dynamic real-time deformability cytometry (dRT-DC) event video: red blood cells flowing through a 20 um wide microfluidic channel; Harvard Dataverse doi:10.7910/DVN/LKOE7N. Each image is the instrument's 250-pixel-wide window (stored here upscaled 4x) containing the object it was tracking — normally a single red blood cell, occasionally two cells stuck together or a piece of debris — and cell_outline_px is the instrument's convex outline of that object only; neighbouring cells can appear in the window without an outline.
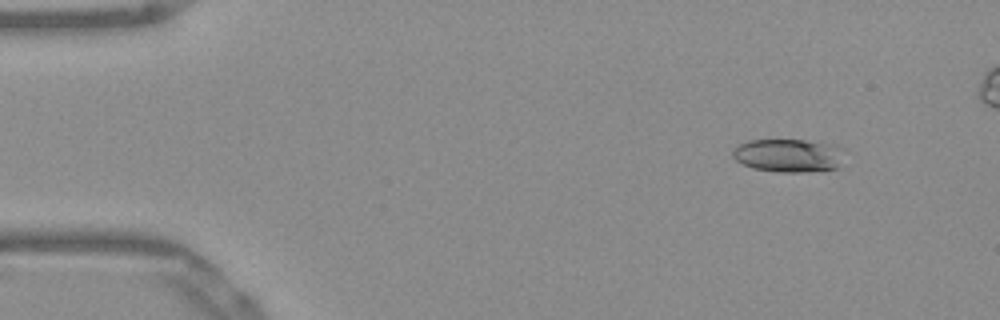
{"species": "Egyptian fruit bat (a non-hibernating species)", "species_latin": "Rousettus aegyptiacus", "temperature_condition": "warm", "stored_images_in_passage": 48, "camera_frame_rate_fps": 3000, "um_per_image_px": 0.085, "frame": {"image": 1, "passage_image": 1, "time_ms": 0.0, "image_size_px": [1000, 320], "cell_outline_px": [[848, 148], [836, 168], [804, 172], [780, 172], [752, 168], [736, 160], [732, 156], [732, 152], [740, 144], [748, 140], [804, 140]], "centroid_in_image_um": [67.04, 13.21], "position_along_channel_um": 18.0, "area_um2": 21.56}}
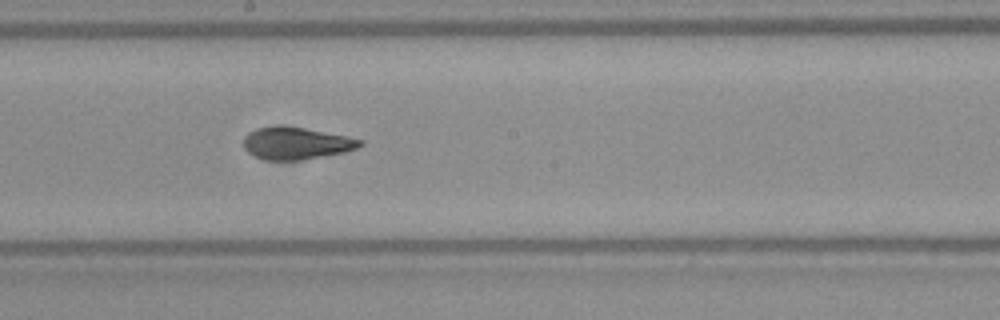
{"frame": {"image": 2, "passage_image": 24, "time_ms": 7.667, "image_size_px": [1000, 320], "cell_outline_px": [[364, 144], [356, 148], [344, 152], [324, 156], [300, 160], [264, 160], [248, 152], [244, 148], [244, 136], [248, 132], [256, 128], [276, 124], [280, 124], [304, 128], [348, 136], [364, 140]], "centroid_in_image_um": [25.16, 12.16], "position_along_channel_um": 223.0, "area_um2": 22.14}}
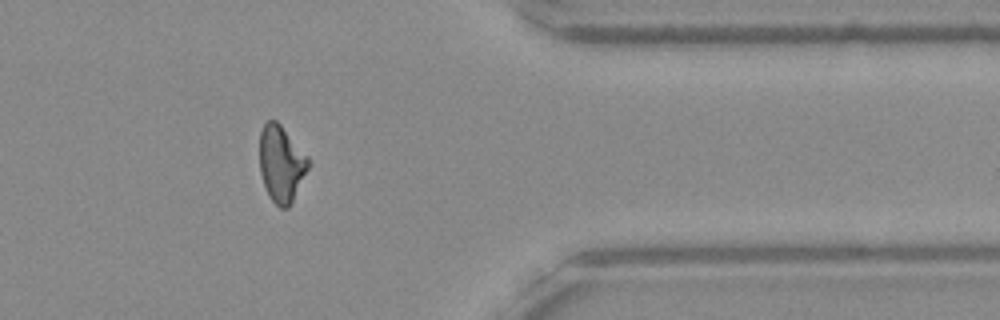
{"frame": {"image": 3, "passage_image": 38, "time_ms": 12.333, "image_size_px": [1000, 320], "cell_outline_px": [[312, 164], [288, 208], [280, 208], [268, 196], [260, 172], [260, 132], [264, 124], [268, 120], [276, 120], [280, 124], [312, 160]], "centroid_in_image_um": [23.94, 13.92], "position_along_channel_um": 387.5, "area_um2": 21.91}, "authors_computed_cell_mechanics": {"area_um2": 21.8195, "velocity_mm_per_s": 3.9078, "shape_relaxation_time_tau1_ms": 8.9481, "shape_relaxation_time_tau2_ms": 2.2363, "deformation_change_tau1": 0.2303, "deformation_change_tau2": 0.0968}}